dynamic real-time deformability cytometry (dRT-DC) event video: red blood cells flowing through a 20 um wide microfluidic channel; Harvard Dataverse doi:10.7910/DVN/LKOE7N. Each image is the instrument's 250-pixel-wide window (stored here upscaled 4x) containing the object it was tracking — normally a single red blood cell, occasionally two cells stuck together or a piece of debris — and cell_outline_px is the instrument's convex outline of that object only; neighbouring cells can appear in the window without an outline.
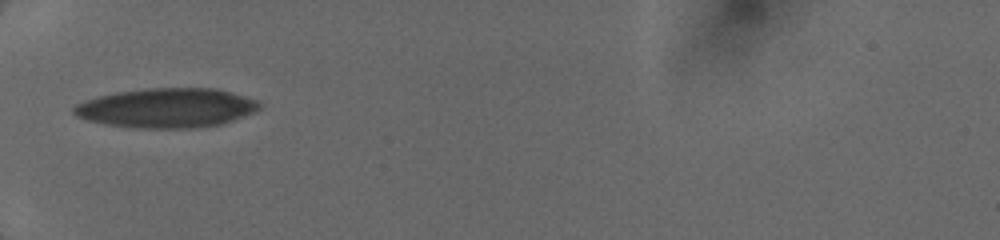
{"species": "human", "species_latin": "Homo sapiens", "temperature_condition": "cold", "stored_images_in_passage": 19, "camera_frame_rate_fps": 3000, "um_per_image_px": 0.085, "donor": {"sex": "female"}, "frame": {"image": 1, "passage_image": 1, "time_ms": 0.0, "image_size_px": [1000, 240], "cell_outline_px": [[260, 108], [256, 112], [220, 124], [196, 128], [136, 128], [104, 124], [88, 120], [76, 116], [72, 112], [72, 108], [76, 104], [84, 100], [96, 96], [116, 92], [148, 88], [216, 88], [232, 92], [260, 100]], "centroid_in_image_um": [14.17, 9.17], "position_along_channel_um": 70.8, "area_um2": 43.06}}
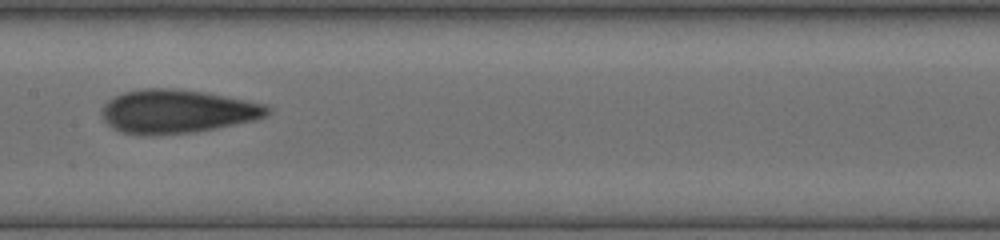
{"frame": {"image": 2, "passage_image": 12, "time_ms": 3.0, "image_size_px": [1000, 240], "cell_outline_px": [[272, 112], [268, 116], [256, 120], [192, 132], [156, 136], [144, 136], [120, 132], [112, 128], [104, 120], [100, 112], [104, 104], [108, 100], [124, 92], [144, 88], [172, 88], [204, 92], [268, 104], [272, 108]], "centroid_in_image_um": [15.07, 9.48], "position_along_channel_um": 192.3, "area_um2": 42.54}}
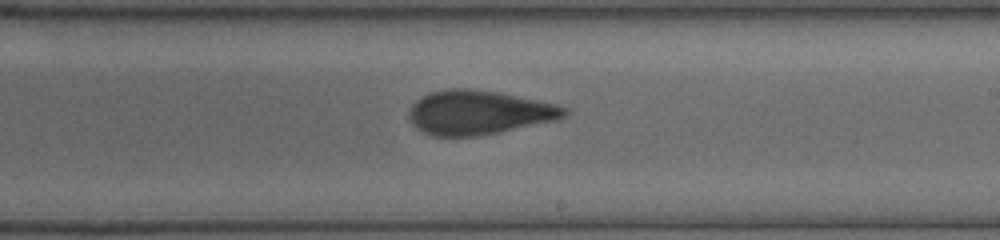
{"frame": {"image": 3, "passage_image": 16, "time_ms": 4.333, "image_size_px": [1000, 240], "cell_outline_px": [[572, 112], [560, 120], [480, 136], [432, 136], [416, 128], [408, 120], [408, 108], [416, 100], [432, 92], [448, 88], [468, 88], [500, 92], [560, 104], [568, 108]], "centroid_in_image_um": [40.76, 9.56], "position_along_channel_um": 248.2, "area_um2": 40.81}}